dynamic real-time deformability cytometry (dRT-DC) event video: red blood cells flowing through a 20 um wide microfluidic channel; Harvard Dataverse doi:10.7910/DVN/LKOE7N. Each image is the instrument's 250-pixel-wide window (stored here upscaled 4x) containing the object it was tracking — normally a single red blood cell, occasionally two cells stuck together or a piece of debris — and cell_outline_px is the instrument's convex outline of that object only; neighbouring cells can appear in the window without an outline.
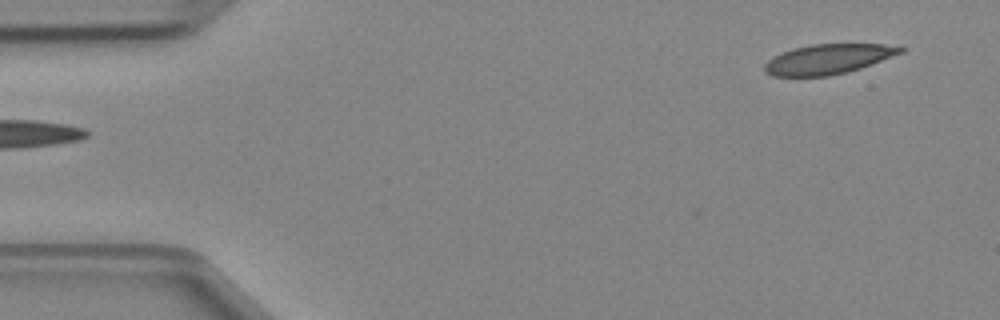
{"species": "Egyptian fruit bat (a non-hibernating species)", "species_latin": "Rousettus aegyptiacus", "temperature_condition": "cold", "stored_images_in_passage": 4, "segment_of_instrument_passage": [2, 2], "camera_frame_rate_fps": 3000, "um_per_image_px": 0.085, "animal": {"sex": "female"}, "frame": {"image": 1, "passage_image": 4, "time_ms": 1.0, "image_size_px": [1000, 320], "cell_outline_px": [[908, 48], [904, 52], [860, 68], [848, 72], [828, 76], [772, 76], [764, 72], [764, 64], [768, 60], [792, 48], [812, 44], [884, 44]], "centroid_in_image_um": [70.4, 5.02], "position_along_channel_um": 14.6, "area_um2": 23.64}}